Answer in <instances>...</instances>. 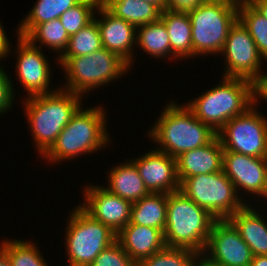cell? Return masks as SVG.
<instances>
[{
	"instance_id": "19",
	"label": "cell",
	"mask_w": 267,
	"mask_h": 266,
	"mask_svg": "<svg viewBox=\"0 0 267 266\" xmlns=\"http://www.w3.org/2000/svg\"><path fill=\"white\" fill-rule=\"evenodd\" d=\"M258 203L260 209L258 204H245L228 219L250 247L254 256L267 255V215L264 212L267 208L262 209V204Z\"/></svg>"
},
{
	"instance_id": "3",
	"label": "cell",
	"mask_w": 267,
	"mask_h": 266,
	"mask_svg": "<svg viewBox=\"0 0 267 266\" xmlns=\"http://www.w3.org/2000/svg\"><path fill=\"white\" fill-rule=\"evenodd\" d=\"M166 101L168 103L147 131L150 141L157 145L155 149L176 158L184 152L210 143L217 136L184 103Z\"/></svg>"
},
{
	"instance_id": "13",
	"label": "cell",
	"mask_w": 267,
	"mask_h": 266,
	"mask_svg": "<svg viewBox=\"0 0 267 266\" xmlns=\"http://www.w3.org/2000/svg\"><path fill=\"white\" fill-rule=\"evenodd\" d=\"M253 256L228 219L216 220L201 255V266H250Z\"/></svg>"
},
{
	"instance_id": "5",
	"label": "cell",
	"mask_w": 267,
	"mask_h": 266,
	"mask_svg": "<svg viewBox=\"0 0 267 266\" xmlns=\"http://www.w3.org/2000/svg\"><path fill=\"white\" fill-rule=\"evenodd\" d=\"M56 65L65 74V82L59 87L83 97L131 72L124 59L106 48L86 56L60 57Z\"/></svg>"
},
{
	"instance_id": "30",
	"label": "cell",
	"mask_w": 267,
	"mask_h": 266,
	"mask_svg": "<svg viewBox=\"0 0 267 266\" xmlns=\"http://www.w3.org/2000/svg\"><path fill=\"white\" fill-rule=\"evenodd\" d=\"M102 48L99 26L93 19L78 33L70 36L68 47L61 57L86 56Z\"/></svg>"
},
{
	"instance_id": "17",
	"label": "cell",
	"mask_w": 267,
	"mask_h": 266,
	"mask_svg": "<svg viewBox=\"0 0 267 266\" xmlns=\"http://www.w3.org/2000/svg\"><path fill=\"white\" fill-rule=\"evenodd\" d=\"M94 19L99 26L103 48L118 54L132 70L136 61V27L114 16L102 4L98 6Z\"/></svg>"
},
{
	"instance_id": "4",
	"label": "cell",
	"mask_w": 267,
	"mask_h": 266,
	"mask_svg": "<svg viewBox=\"0 0 267 266\" xmlns=\"http://www.w3.org/2000/svg\"><path fill=\"white\" fill-rule=\"evenodd\" d=\"M214 87L184 104L216 133L232 118L254 104V84L241 78L221 76Z\"/></svg>"
},
{
	"instance_id": "11",
	"label": "cell",
	"mask_w": 267,
	"mask_h": 266,
	"mask_svg": "<svg viewBox=\"0 0 267 266\" xmlns=\"http://www.w3.org/2000/svg\"><path fill=\"white\" fill-rule=\"evenodd\" d=\"M219 57L225 62L221 72L223 77L241 78L253 84L264 72L262 67L266 64L254 40L238 19L230 27Z\"/></svg>"
},
{
	"instance_id": "43",
	"label": "cell",
	"mask_w": 267,
	"mask_h": 266,
	"mask_svg": "<svg viewBox=\"0 0 267 266\" xmlns=\"http://www.w3.org/2000/svg\"><path fill=\"white\" fill-rule=\"evenodd\" d=\"M235 1L241 2V1H248V0H235Z\"/></svg>"
},
{
	"instance_id": "42",
	"label": "cell",
	"mask_w": 267,
	"mask_h": 266,
	"mask_svg": "<svg viewBox=\"0 0 267 266\" xmlns=\"http://www.w3.org/2000/svg\"><path fill=\"white\" fill-rule=\"evenodd\" d=\"M261 200H259V202L261 201L263 203V201L267 202V186H266V190H265V193L263 194V196L260 198ZM264 199V200H262ZM267 206V205H266Z\"/></svg>"
},
{
	"instance_id": "33",
	"label": "cell",
	"mask_w": 267,
	"mask_h": 266,
	"mask_svg": "<svg viewBox=\"0 0 267 266\" xmlns=\"http://www.w3.org/2000/svg\"><path fill=\"white\" fill-rule=\"evenodd\" d=\"M89 266H138L116 240L102 250Z\"/></svg>"
},
{
	"instance_id": "35",
	"label": "cell",
	"mask_w": 267,
	"mask_h": 266,
	"mask_svg": "<svg viewBox=\"0 0 267 266\" xmlns=\"http://www.w3.org/2000/svg\"><path fill=\"white\" fill-rule=\"evenodd\" d=\"M204 0H166V9L177 12H188L200 5Z\"/></svg>"
},
{
	"instance_id": "22",
	"label": "cell",
	"mask_w": 267,
	"mask_h": 266,
	"mask_svg": "<svg viewBox=\"0 0 267 266\" xmlns=\"http://www.w3.org/2000/svg\"><path fill=\"white\" fill-rule=\"evenodd\" d=\"M160 19L164 22L169 34L171 59L185 61L192 59V27L187 12L162 10Z\"/></svg>"
},
{
	"instance_id": "40",
	"label": "cell",
	"mask_w": 267,
	"mask_h": 266,
	"mask_svg": "<svg viewBox=\"0 0 267 266\" xmlns=\"http://www.w3.org/2000/svg\"><path fill=\"white\" fill-rule=\"evenodd\" d=\"M0 266H12L7 253L0 247Z\"/></svg>"
},
{
	"instance_id": "2",
	"label": "cell",
	"mask_w": 267,
	"mask_h": 266,
	"mask_svg": "<svg viewBox=\"0 0 267 266\" xmlns=\"http://www.w3.org/2000/svg\"><path fill=\"white\" fill-rule=\"evenodd\" d=\"M82 99L83 96L60 87L52 93L21 99L38 157H42L56 142L58 135L83 105Z\"/></svg>"
},
{
	"instance_id": "23",
	"label": "cell",
	"mask_w": 267,
	"mask_h": 266,
	"mask_svg": "<svg viewBox=\"0 0 267 266\" xmlns=\"http://www.w3.org/2000/svg\"><path fill=\"white\" fill-rule=\"evenodd\" d=\"M101 4L135 27L159 20L162 12L157 5L143 0H101Z\"/></svg>"
},
{
	"instance_id": "1",
	"label": "cell",
	"mask_w": 267,
	"mask_h": 266,
	"mask_svg": "<svg viewBox=\"0 0 267 266\" xmlns=\"http://www.w3.org/2000/svg\"><path fill=\"white\" fill-rule=\"evenodd\" d=\"M102 105L87 108L82 105L58 135L56 142L41 157L42 162L45 160L51 166L62 165L65 160H76L82 155L85 157L109 147L112 139L107 123L108 110Z\"/></svg>"
},
{
	"instance_id": "39",
	"label": "cell",
	"mask_w": 267,
	"mask_h": 266,
	"mask_svg": "<svg viewBox=\"0 0 267 266\" xmlns=\"http://www.w3.org/2000/svg\"><path fill=\"white\" fill-rule=\"evenodd\" d=\"M250 266H267V255L253 256Z\"/></svg>"
},
{
	"instance_id": "16",
	"label": "cell",
	"mask_w": 267,
	"mask_h": 266,
	"mask_svg": "<svg viewBox=\"0 0 267 266\" xmlns=\"http://www.w3.org/2000/svg\"><path fill=\"white\" fill-rule=\"evenodd\" d=\"M144 185L150 193H171L180 190L176 173V159L157 149L133 157Z\"/></svg>"
},
{
	"instance_id": "38",
	"label": "cell",
	"mask_w": 267,
	"mask_h": 266,
	"mask_svg": "<svg viewBox=\"0 0 267 266\" xmlns=\"http://www.w3.org/2000/svg\"><path fill=\"white\" fill-rule=\"evenodd\" d=\"M248 2L267 20V0H248Z\"/></svg>"
},
{
	"instance_id": "14",
	"label": "cell",
	"mask_w": 267,
	"mask_h": 266,
	"mask_svg": "<svg viewBox=\"0 0 267 266\" xmlns=\"http://www.w3.org/2000/svg\"><path fill=\"white\" fill-rule=\"evenodd\" d=\"M222 170L234 184L238 196L246 204L252 203L253 200L257 203L265 193L267 186V158L223 151ZM246 194L250 195V197ZM243 195L245 198H243ZM246 197L249 200L252 198L251 201L244 200ZM253 197L255 198L253 199Z\"/></svg>"
},
{
	"instance_id": "20",
	"label": "cell",
	"mask_w": 267,
	"mask_h": 266,
	"mask_svg": "<svg viewBox=\"0 0 267 266\" xmlns=\"http://www.w3.org/2000/svg\"><path fill=\"white\" fill-rule=\"evenodd\" d=\"M116 240L137 264L166 246L160 229L137 224L125 226Z\"/></svg>"
},
{
	"instance_id": "31",
	"label": "cell",
	"mask_w": 267,
	"mask_h": 266,
	"mask_svg": "<svg viewBox=\"0 0 267 266\" xmlns=\"http://www.w3.org/2000/svg\"><path fill=\"white\" fill-rule=\"evenodd\" d=\"M138 266H201V255L190 249L165 246Z\"/></svg>"
},
{
	"instance_id": "24",
	"label": "cell",
	"mask_w": 267,
	"mask_h": 266,
	"mask_svg": "<svg viewBox=\"0 0 267 266\" xmlns=\"http://www.w3.org/2000/svg\"><path fill=\"white\" fill-rule=\"evenodd\" d=\"M167 216V193H150L132 203L130 222L164 232Z\"/></svg>"
},
{
	"instance_id": "21",
	"label": "cell",
	"mask_w": 267,
	"mask_h": 266,
	"mask_svg": "<svg viewBox=\"0 0 267 266\" xmlns=\"http://www.w3.org/2000/svg\"><path fill=\"white\" fill-rule=\"evenodd\" d=\"M107 170V185H102L110 193L135 203L150 194L144 185L135 164L128 158Z\"/></svg>"
},
{
	"instance_id": "41",
	"label": "cell",
	"mask_w": 267,
	"mask_h": 266,
	"mask_svg": "<svg viewBox=\"0 0 267 266\" xmlns=\"http://www.w3.org/2000/svg\"><path fill=\"white\" fill-rule=\"evenodd\" d=\"M157 5L161 10L166 9V0H143Z\"/></svg>"
},
{
	"instance_id": "9",
	"label": "cell",
	"mask_w": 267,
	"mask_h": 266,
	"mask_svg": "<svg viewBox=\"0 0 267 266\" xmlns=\"http://www.w3.org/2000/svg\"><path fill=\"white\" fill-rule=\"evenodd\" d=\"M180 191L217 220L229 219L246 204L223 170L188 177L180 184Z\"/></svg>"
},
{
	"instance_id": "8",
	"label": "cell",
	"mask_w": 267,
	"mask_h": 266,
	"mask_svg": "<svg viewBox=\"0 0 267 266\" xmlns=\"http://www.w3.org/2000/svg\"><path fill=\"white\" fill-rule=\"evenodd\" d=\"M69 213L63 237L67 265L89 266L102 250L116 241L117 234L78 205Z\"/></svg>"
},
{
	"instance_id": "25",
	"label": "cell",
	"mask_w": 267,
	"mask_h": 266,
	"mask_svg": "<svg viewBox=\"0 0 267 266\" xmlns=\"http://www.w3.org/2000/svg\"><path fill=\"white\" fill-rule=\"evenodd\" d=\"M136 47L155 60L171 58L170 39L164 22L159 19L136 27Z\"/></svg>"
},
{
	"instance_id": "32",
	"label": "cell",
	"mask_w": 267,
	"mask_h": 266,
	"mask_svg": "<svg viewBox=\"0 0 267 266\" xmlns=\"http://www.w3.org/2000/svg\"><path fill=\"white\" fill-rule=\"evenodd\" d=\"M101 0H81L60 16L62 25L70 36L78 33L93 19Z\"/></svg>"
},
{
	"instance_id": "15",
	"label": "cell",
	"mask_w": 267,
	"mask_h": 266,
	"mask_svg": "<svg viewBox=\"0 0 267 266\" xmlns=\"http://www.w3.org/2000/svg\"><path fill=\"white\" fill-rule=\"evenodd\" d=\"M83 199L78 205L93 219L108 226L118 234L130 222L132 203L118 195L110 193L94 183L82 189ZM84 200V201H83Z\"/></svg>"
},
{
	"instance_id": "26",
	"label": "cell",
	"mask_w": 267,
	"mask_h": 266,
	"mask_svg": "<svg viewBox=\"0 0 267 266\" xmlns=\"http://www.w3.org/2000/svg\"><path fill=\"white\" fill-rule=\"evenodd\" d=\"M81 0H37L28 14L19 21L15 36L25 37L36 25L60 18Z\"/></svg>"
},
{
	"instance_id": "12",
	"label": "cell",
	"mask_w": 267,
	"mask_h": 266,
	"mask_svg": "<svg viewBox=\"0 0 267 266\" xmlns=\"http://www.w3.org/2000/svg\"><path fill=\"white\" fill-rule=\"evenodd\" d=\"M15 50L11 45L9 54L15 53L16 81L26 93L25 98L48 94L56 91L58 87L52 88V68L42 48L32 45L25 37L17 35ZM13 51V52H12ZM15 51V52H14ZM43 51V52H42ZM52 68V69H51ZM51 88H50V87Z\"/></svg>"
},
{
	"instance_id": "29",
	"label": "cell",
	"mask_w": 267,
	"mask_h": 266,
	"mask_svg": "<svg viewBox=\"0 0 267 266\" xmlns=\"http://www.w3.org/2000/svg\"><path fill=\"white\" fill-rule=\"evenodd\" d=\"M238 20L254 40L260 55L267 61V20L248 2L238 5Z\"/></svg>"
},
{
	"instance_id": "28",
	"label": "cell",
	"mask_w": 267,
	"mask_h": 266,
	"mask_svg": "<svg viewBox=\"0 0 267 266\" xmlns=\"http://www.w3.org/2000/svg\"><path fill=\"white\" fill-rule=\"evenodd\" d=\"M1 240L0 247L7 253L12 266H50L46 262L47 259L42 256L44 253L38 249L39 244L31 239L30 241L15 238Z\"/></svg>"
},
{
	"instance_id": "18",
	"label": "cell",
	"mask_w": 267,
	"mask_h": 266,
	"mask_svg": "<svg viewBox=\"0 0 267 266\" xmlns=\"http://www.w3.org/2000/svg\"><path fill=\"white\" fill-rule=\"evenodd\" d=\"M223 147L218 136L210 143L176 157V173L181 184L186 178L222 171Z\"/></svg>"
},
{
	"instance_id": "6",
	"label": "cell",
	"mask_w": 267,
	"mask_h": 266,
	"mask_svg": "<svg viewBox=\"0 0 267 266\" xmlns=\"http://www.w3.org/2000/svg\"><path fill=\"white\" fill-rule=\"evenodd\" d=\"M216 220L180 190L171 192L167 194L165 245L190 249L202 255Z\"/></svg>"
},
{
	"instance_id": "10",
	"label": "cell",
	"mask_w": 267,
	"mask_h": 266,
	"mask_svg": "<svg viewBox=\"0 0 267 266\" xmlns=\"http://www.w3.org/2000/svg\"><path fill=\"white\" fill-rule=\"evenodd\" d=\"M254 103L218 132L224 151L267 158V116Z\"/></svg>"
},
{
	"instance_id": "7",
	"label": "cell",
	"mask_w": 267,
	"mask_h": 266,
	"mask_svg": "<svg viewBox=\"0 0 267 266\" xmlns=\"http://www.w3.org/2000/svg\"><path fill=\"white\" fill-rule=\"evenodd\" d=\"M238 5L235 0L204 1L187 12L192 27V59L220 55L230 27L238 19Z\"/></svg>"
},
{
	"instance_id": "34",
	"label": "cell",
	"mask_w": 267,
	"mask_h": 266,
	"mask_svg": "<svg viewBox=\"0 0 267 266\" xmlns=\"http://www.w3.org/2000/svg\"><path fill=\"white\" fill-rule=\"evenodd\" d=\"M8 71H6L0 63V116L6 114L10 110L13 111V104L17 101L15 85L12 77L9 76Z\"/></svg>"
},
{
	"instance_id": "36",
	"label": "cell",
	"mask_w": 267,
	"mask_h": 266,
	"mask_svg": "<svg viewBox=\"0 0 267 266\" xmlns=\"http://www.w3.org/2000/svg\"><path fill=\"white\" fill-rule=\"evenodd\" d=\"M263 100L267 102V71L263 72L254 83V103L259 107ZM260 104V105H259Z\"/></svg>"
},
{
	"instance_id": "27",
	"label": "cell",
	"mask_w": 267,
	"mask_h": 266,
	"mask_svg": "<svg viewBox=\"0 0 267 266\" xmlns=\"http://www.w3.org/2000/svg\"><path fill=\"white\" fill-rule=\"evenodd\" d=\"M25 38L36 47L52 49L57 54L54 61L58 62L68 47L70 37L58 18L36 25Z\"/></svg>"
},
{
	"instance_id": "37",
	"label": "cell",
	"mask_w": 267,
	"mask_h": 266,
	"mask_svg": "<svg viewBox=\"0 0 267 266\" xmlns=\"http://www.w3.org/2000/svg\"><path fill=\"white\" fill-rule=\"evenodd\" d=\"M10 40L11 39L6 34V30L4 29V26L0 20V61L3 59L5 60L9 56L12 57V55L9 54L12 45Z\"/></svg>"
}]
</instances>
